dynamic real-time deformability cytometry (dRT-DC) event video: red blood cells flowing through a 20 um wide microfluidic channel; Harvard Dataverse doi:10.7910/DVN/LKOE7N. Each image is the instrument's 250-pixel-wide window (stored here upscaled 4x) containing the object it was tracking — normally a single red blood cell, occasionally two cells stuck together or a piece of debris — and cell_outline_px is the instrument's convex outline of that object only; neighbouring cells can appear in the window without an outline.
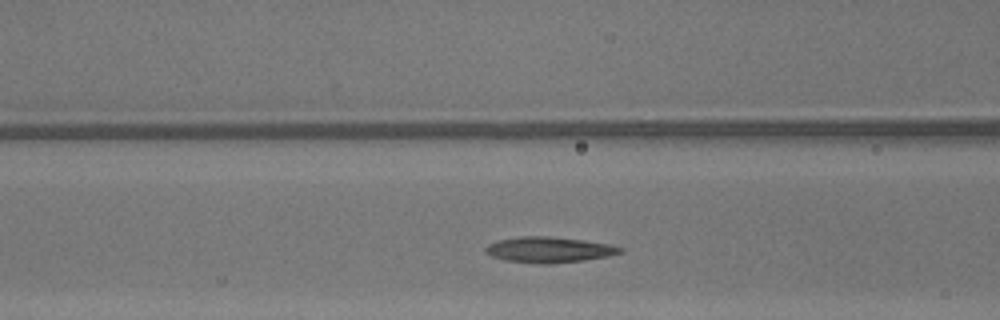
{"species": "common noctule bat (a hibernating species)", "species_latin": "Nyctalus noctula", "temperature_condition": "warm", "stored_images_in_passage": 26, "camera_frame_rate_fps": 3000, "um_per_image_px": 0.085, "animal": {"sex": "male", "body_mass_g": 13.3}, "frame": {"image": 1, "passage_image": 8, "time_ms": 2.333, "image_size_px": [1000, 320], "cell_outline_px": [[624, 252], [608, 256], [584, 260], [548, 264], [536, 264], [508, 260], [492, 256], [484, 252], [484, 248], [488, 244], [496, 240], [520, 236], [548, 236], [584, 240], [612, 244], [624, 248]], "centroid_in_image_um": [46.68, 21.22], "position_along_channel_um": 119.9, "area_um2": 20.35}}
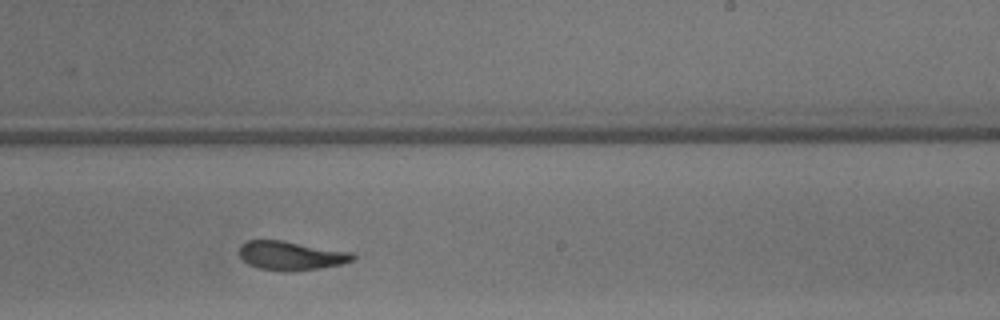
{"frame": {"image": 2, "passage_image": 18, "time_ms": 5.667, "image_size_px": [1000, 320], "cell_outline_px": [[356, 260], [340, 264], [320, 268], [260, 268], [248, 264], [240, 256], [240, 244], [248, 240], [284, 240], [352, 252], [356, 256]], "centroid_in_image_um": [24.77, 21.66], "position_along_channel_um": 264.2, "area_um2": 18.38}}
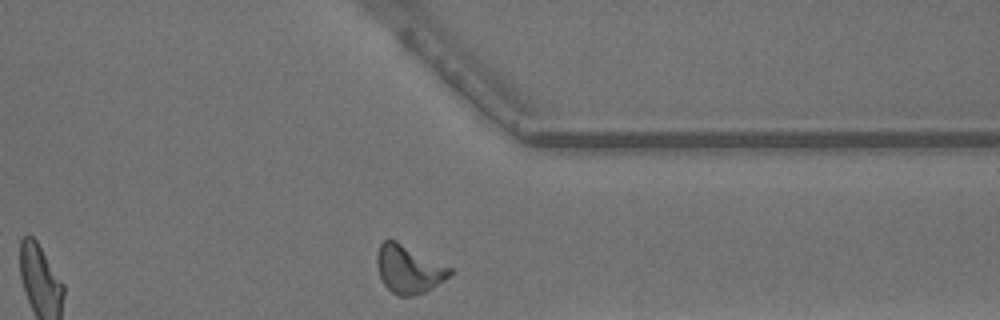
{"frame": {"image": 3, "passage_image": 26, "time_ms": 8.333, "image_size_px": [1000, 320], "cell_outline_px": [[452, 272], [444, 280], [432, 288], [416, 296], [396, 296], [384, 284], [380, 276], [376, 264], [376, 256], [380, 244], [384, 240], [396, 240], [452, 268]], "centroid_in_image_um": [34.72, 22.89], "position_along_channel_um": 376.7, "area_um2": 20.35}, "authors_computed_cell_mechanics": {"area_um2": 19.4497, "velocity_mm_per_s": 4.3315, "shape_relaxation_time_tau1_ms": 7.1045, "shape_relaxation_time_tau2_ms": 2.6762, "deformation_change_tau1": 0.2375, "deformation_change_tau2": 0.1039}}